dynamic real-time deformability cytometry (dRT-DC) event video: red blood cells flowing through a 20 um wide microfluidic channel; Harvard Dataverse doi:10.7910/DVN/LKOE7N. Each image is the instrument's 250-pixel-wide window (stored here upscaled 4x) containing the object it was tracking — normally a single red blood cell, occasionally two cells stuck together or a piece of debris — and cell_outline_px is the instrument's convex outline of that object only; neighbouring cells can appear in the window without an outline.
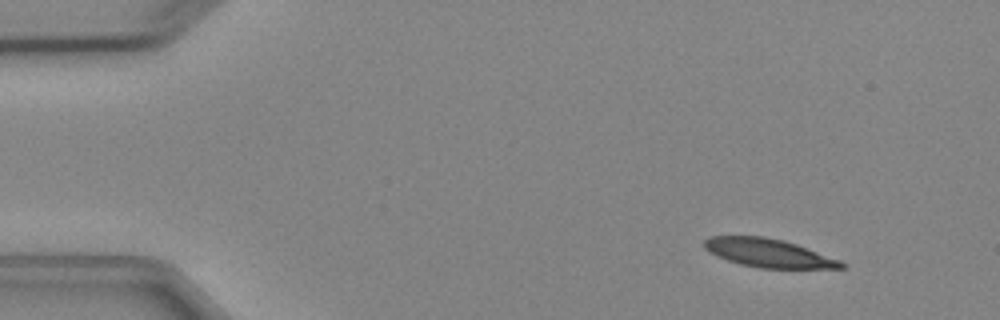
{"species": "Egyptian fruit bat (a non-hibernating species)", "species_latin": "Rousettus aegyptiacus", "temperature_condition": "cold", "stored_images_in_passage": 5, "camera_frame_rate_fps": 3000, "um_per_image_px": 0.085, "animal": {"sex": "female"}, "frame": {"image": 1, "passage_image": 1, "time_ms": 0.0, "image_size_px": [1000, 320], "cell_outline_px": [[848, 264], [844, 268], [760, 268], [740, 264], [716, 256], [708, 252], [704, 248], [704, 240], [708, 236], [764, 236], [784, 240], [796, 244], [840, 260]], "centroid_in_image_um": [65.3, 21.5], "position_along_channel_um": 19.7, "area_um2": 22.77}}
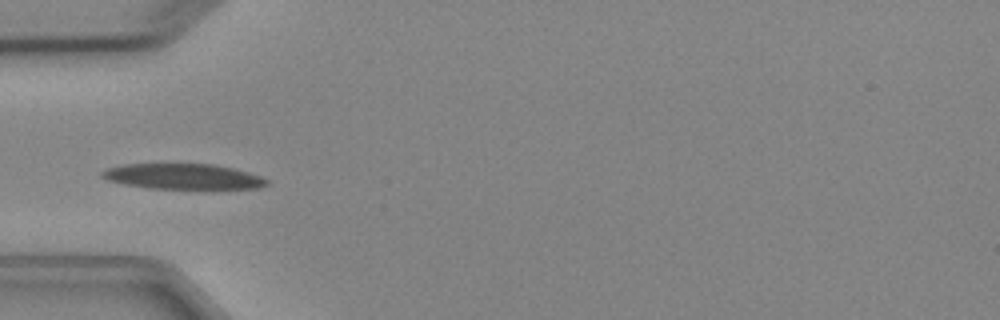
{"frame": {"image": 2, "passage_image": 4, "time_ms": 3.667, "image_size_px": [1000, 320], "cell_outline_px": [[268, 184], [260, 188], [148, 188], [124, 184], [108, 180], [100, 176], [100, 172], [108, 168], [124, 164], [212, 164], [232, 168], [248, 172], [260, 176], [268, 180]], "centroid_in_image_um": [15.53, 14.99], "position_along_channel_um": 69.5, "area_um2": 24.16}}
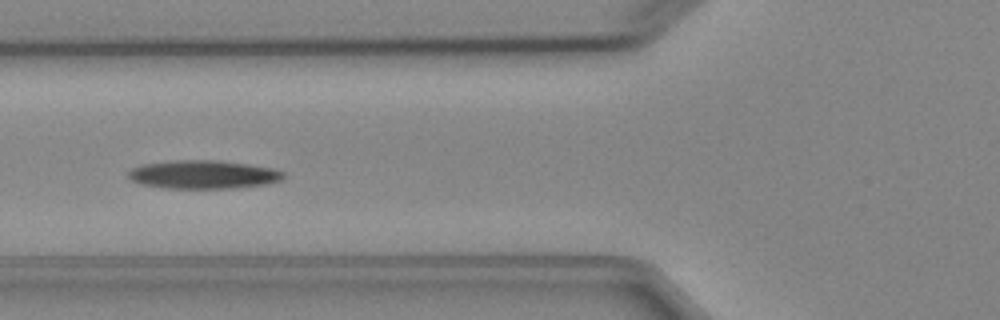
{"frame": {"image": 3, "passage_image": 5, "time_ms": 4.667, "image_size_px": [1000, 320], "cell_outline_px": [[284, 176], [280, 180], [268, 184], [236, 188], [164, 188], [140, 184], [132, 180], [128, 176], [128, 172], [132, 168], [140, 164], [172, 160], [216, 160], [248, 164], [272, 168], [284, 172]], "centroid_in_image_um": [17.25, 14.83], "position_along_channel_um": 108.5, "area_um2": 25.84}}